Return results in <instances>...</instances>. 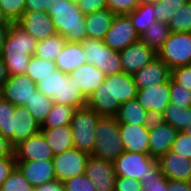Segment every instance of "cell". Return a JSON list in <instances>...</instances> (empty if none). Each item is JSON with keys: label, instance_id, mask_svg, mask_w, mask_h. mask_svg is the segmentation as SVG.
Listing matches in <instances>:
<instances>
[{"label": "cell", "instance_id": "1f68e13d", "mask_svg": "<svg viewBox=\"0 0 191 191\" xmlns=\"http://www.w3.org/2000/svg\"><path fill=\"white\" fill-rule=\"evenodd\" d=\"M53 100L44 96L36 88L32 92V96L28 101H25V107L33 115L35 120L42 125L45 121L49 111L52 108Z\"/></svg>", "mask_w": 191, "mask_h": 191}, {"label": "cell", "instance_id": "3957f363", "mask_svg": "<svg viewBox=\"0 0 191 191\" xmlns=\"http://www.w3.org/2000/svg\"><path fill=\"white\" fill-rule=\"evenodd\" d=\"M48 15L56 33L63 36L67 42L81 43L87 39L85 15L78 4L67 0H51Z\"/></svg>", "mask_w": 191, "mask_h": 191}, {"label": "cell", "instance_id": "6125c7cd", "mask_svg": "<svg viewBox=\"0 0 191 191\" xmlns=\"http://www.w3.org/2000/svg\"><path fill=\"white\" fill-rule=\"evenodd\" d=\"M67 1H70L71 3H75V4H78L80 2V0H67Z\"/></svg>", "mask_w": 191, "mask_h": 191}, {"label": "cell", "instance_id": "7dc6e473", "mask_svg": "<svg viewBox=\"0 0 191 191\" xmlns=\"http://www.w3.org/2000/svg\"><path fill=\"white\" fill-rule=\"evenodd\" d=\"M171 78L191 90V65L179 66L171 70Z\"/></svg>", "mask_w": 191, "mask_h": 191}, {"label": "cell", "instance_id": "db71d44e", "mask_svg": "<svg viewBox=\"0 0 191 191\" xmlns=\"http://www.w3.org/2000/svg\"><path fill=\"white\" fill-rule=\"evenodd\" d=\"M34 191H64L63 182L54 180L34 188Z\"/></svg>", "mask_w": 191, "mask_h": 191}, {"label": "cell", "instance_id": "4316f807", "mask_svg": "<svg viewBox=\"0 0 191 191\" xmlns=\"http://www.w3.org/2000/svg\"><path fill=\"white\" fill-rule=\"evenodd\" d=\"M115 117L119 123L134 125H149L154 119L136 98L122 103Z\"/></svg>", "mask_w": 191, "mask_h": 191}, {"label": "cell", "instance_id": "d4e9b609", "mask_svg": "<svg viewBox=\"0 0 191 191\" xmlns=\"http://www.w3.org/2000/svg\"><path fill=\"white\" fill-rule=\"evenodd\" d=\"M46 143L51 148L53 155L60 154L74 148V140L70 125L55 128H41Z\"/></svg>", "mask_w": 191, "mask_h": 191}, {"label": "cell", "instance_id": "7bdbcfd3", "mask_svg": "<svg viewBox=\"0 0 191 191\" xmlns=\"http://www.w3.org/2000/svg\"><path fill=\"white\" fill-rule=\"evenodd\" d=\"M0 7L11 22H16L25 12V0H0Z\"/></svg>", "mask_w": 191, "mask_h": 191}, {"label": "cell", "instance_id": "ab89813d", "mask_svg": "<svg viewBox=\"0 0 191 191\" xmlns=\"http://www.w3.org/2000/svg\"><path fill=\"white\" fill-rule=\"evenodd\" d=\"M0 191H34L20 170L16 167L0 187Z\"/></svg>", "mask_w": 191, "mask_h": 191}, {"label": "cell", "instance_id": "91938a15", "mask_svg": "<svg viewBox=\"0 0 191 191\" xmlns=\"http://www.w3.org/2000/svg\"><path fill=\"white\" fill-rule=\"evenodd\" d=\"M162 0H141V3H151V4H156L161 2Z\"/></svg>", "mask_w": 191, "mask_h": 191}, {"label": "cell", "instance_id": "816d5d0a", "mask_svg": "<svg viewBox=\"0 0 191 191\" xmlns=\"http://www.w3.org/2000/svg\"><path fill=\"white\" fill-rule=\"evenodd\" d=\"M51 0H25V11L48 12Z\"/></svg>", "mask_w": 191, "mask_h": 191}, {"label": "cell", "instance_id": "ba28073f", "mask_svg": "<svg viewBox=\"0 0 191 191\" xmlns=\"http://www.w3.org/2000/svg\"><path fill=\"white\" fill-rule=\"evenodd\" d=\"M157 56L172 70L191 65V33L171 32Z\"/></svg>", "mask_w": 191, "mask_h": 191}, {"label": "cell", "instance_id": "7c38bea8", "mask_svg": "<svg viewBox=\"0 0 191 191\" xmlns=\"http://www.w3.org/2000/svg\"><path fill=\"white\" fill-rule=\"evenodd\" d=\"M84 174L92 181L97 191L115 190L116 173L113 162L90 155Z\"/></svg>", "mask_w": 191, "mask_h": 191}, {"label": "cell", "instance_id": "c3c4849f", "mask_svg": "<svg viewBox=\"0 0 191 191\" xmlns=\"http://www.w3.org/2000/svg\"><path fill=\"white\" fill-rule=\"evenodd\" d=\"M17 167L15 154L0 158V187Z\"/></svg>", "mask_w": 191, "mask_h": 191}, {"label": "cell", "instance_id": "52a82bcc", "mask_svg": "<svg viewBox=\"0 0 191 191\" xmlns=\"http://www.w3.org/2000/svg\"><path fill=\"white\" fill-rule=\"evenodd\" d=\"M81 44L87 63L93 64L106 76L122 72L119 52L109 48L103 40L85 39Z\"/></svg>", "mask_w": 191, "mask_h": 191}, {"label": "cell", "instance_id": "d6986e66", "mask_svg": "<svg viewBox=\"0 0 191 191\" xmlns=\"http://www.w3.org/2000/svg\"><path fill=\"white\" fill-rule=\"evenodd\" d=\"M17 168L33 188L56 180L52 160L17 161Z\"/></svg>", "mask_w": 191, "mask_h": 191}, {"label": "cell", "instance_id": "f6af8a7d", "mask_svg": "<svg viewBox=\"0 0 191 191\" xmlns=\"http://www.w3.org/2000/svg\"><path fill=\"white\" fill-rule=\"evenodd\" d=\"M106 4L114 15H123L134 11L141 4V0H106Z\"/></svg>", "mask_w": 191, "mask_h": 191}, {"label": "cell", "instance_id": "44dd1931", "mask_svg": "<svg viewBox=\"0 0 191 191\" xmlns=\"http://www.w3.org/2000/svg\"><path fill=\"white\" fill-rule=\"evenodd\" d=\"M124 151L149 154V125L119 123Z\"/></svg>", "mask_w": 191, "mask_h": 191}, {"label": "cell", "instance_id": "ffe728a7", "mask_svg": "<svg viewBox=\"0 0 191 191\" xmlns=\"http://www.w3.org/2000/svg\"><path fill=\"white\" fill-rule=\"evenodd\" d=\"M14 154L16 161L52 160L54 156L41 132L18 144Z\"/></svg>", "mask_w": 191, "mask_h": 191}, {"label": "cell", "instance_id": "5b68a950", "mask_svg": "<svg viewBox=\"0 0 191 191\" xmlns=\"http://www.w3.org/2000/svg\"><path fill=\"white\" fill-rule=\"evenodd\" d=\"M100 115L89 107L78 108L73 114L70 122L74 147L89 155L95 147V128Z\"/></svg>", "mask_w": 191, "mask_h": 191}, {"label": "cell", "instance_id": "f1b7e54d", "mask_svg": "<svg viewBox=\"0 0 191 191\" xmlns=\"http://www.w3.org/2000/svg\"><path fill=\"white\" fill-rule=\"evenodd\" d=\"M158 119L170 124L179 132L185 131L191 123V107H179L170 103Z\"/></svg>", "mask_w": 191, "mask_h": 191}, {"label": "cell", "instance_id": "836d02e7", "mask_svg": "<svg viewBox=\"0 0 191 191\" xmlns=\"http://www.w3.org/2000/svg\"><path fill=\"white\" fill-rule=\"evenodd\" d=\"M75 110L76 108L64 104L53 103L41 128H55L70 125Z\"/></svg>", "mask_w": 191, "mask_h": 191}, {"label": "cell", "instance_id": "30bf717a", "mask_svg": "<svg viewBox=\"0 0 191 191\" xmlns=\"http://www.w3.org/2000/svg\"><path fill=\"white\" fill-rule=\"evenodd\" d=\"M90 155L80 151L77 148L66 150L60 154L54 155L52 162L56 180H64L84 174L87 159Z\"/></svg>", "mask_w": 191, "mask_h": 191}, {"label": "cell", "instance_id": "2e32d148", "mask_svg": "<svg viewBox=\"0 0 191 191\" xmlns=\"http://www.w3.org/2000/svg\"><path fill=\"white\" fill-rule=\"evenodd\" d=\"M16 22L37 41L57 34L51 17L45 11H25Z\"/></svg>", "mask_w": 191, "mask_h": 191}, {"label": "cell", "instance_id": "484cf974", "mask_svg": "<svg viewBox=\"0 0 191 191\" xmlns=\"http://www.w3.org/2000/svg\"><path fill=\"white\" fill-rule=\"evenodd\" d=\"M114 16L108 8L85 15L87 39L103 40Z\"/></svg>", "mask_w": 191, "mask_h": 191}, {"label": "cell", "instance_id": "60d3db41", "mask_svg": "<svg viewBox=\"0 0 191 191\" xmlns=\"http://www.w3.org/2000/svg\"><path fill=\"white\" fill-rule=\"evenodd\" d=\"M170 103L179 107H191V90L170 79Z\"/></svg>", "mask_w": 191, "mask_h": 191}, {"label": "cell", "instance_id": "bcb514c9", "mask_svg": "<svg viewBox=\"0 0 191 191\" xmlns=\"http://www.w3.org/2000/svg\"><path fill=\"white\" fill-rule=\"evenodd\" d=\"M170 150L191 160V135L178 132Z\"/></svg>", "mask_w": 191, "mask_h": 191}, {"label": "cell", "instance_id": "6f0895ef", "mask_svg": "<svg viewBox=\"0 0 191 191\" xmlns=\"http://www.w3.org/2000/svg\"><path fill=\"white\" fill-rule=\"evenodd\" d=\"M9 29H10V26H0V54L2 52Z\"/></svg>", "mask_w": 191, "mask_h": 191}, {"label": "cell", "instance_id": "603a6c76", "mask_svg": "<svg viewBox=\"0 0 191 191\" xmlns=\"http://www.w3.org/2000/svg\"><path fill=\"white\" fill-rule=\"evenodd\" d=\"M69 76L81 88L86 98L105 81L106 75L91 63H85L72 71Z\"/></svg>", "mask_w": 191, "mask_h": 191}, {"label": "cell", "instance_id": "e575fe53", "mask_svg": "<svg viewBox=\"0 0 191 191\" xmlns=\"http://www.w3.org/2000/svg\"><path fill=\"white\" fill-rule=\"evenodd\" d=\"M56 70L55 61L43 60L35 55L31 57L26 75L33 80L34 83L45 79L47 76L52 75Z\"/></svg>", "mask_w": 191, "mask_h": 191}, {"label": "cell", "instance_id": "7a4b0ae2", "mask_svg": "<svg viewBox=\"0 0 191 191\" xmlns=\"http://www.w3.org/2000/svg\"><path fill=\"white\" fill-rule=\"evenodd\" d=\"M37 40L17 22H12L0 56L3 58L9 76L25 74L35 55Z\"/></svg>", "mask_w": 191, "mask_h": 191}, {"label": "cell", "instance_id": "7402d4cb", "mask_svg": "<svg viewBox=\"0 0 191 191\" xmlns=\"http://www.w3.org/2000/svg\"><path fill=\"white\" fill-rule=\"evenodd\" d=\"M162 174L167 179L189 181L191 177V160L169 150L158 159Z\"/></svg>", "mask_w": 191, "mask_h": 191}, {"label": "cell", "instance_id": "5bb4252c", "mask_svg": "<svg viewBox=\"0 0 191 191\" xmlns=\"http://www.w3.org/2000/svg\"><path fill=\"white\" fill-rule=\"evenodd\" d=\"M122 72L133 75L157 57V53L140 39L119 52Z\"/></svg>", "mask_w": 191, "mask_h": 191}, {"label": "cell", "instance_id": "ac0fdd59", "mask_svg": "<svg viewBox=\"0 0 191 191\" xmlns=\"http://www.w3.org/2000/svg\"><path fill=\"white\" fill-rule=\"evenodd\" d=\"M138 90L163 84L171 79V69L158 56L132 75Z\"/></svg>", "mask_w": 191, "mask_h": 191}, {"label": "cell", "instance_id": "8fae6325", "mask_svg": "<svg viewBox=\"0 0 191 191\" xmlns=\"http://www.w3.org/2000/svg\"><path fill=\"white\" fill-rule=\"evenodd\" d=\"M135 98L154 119H158L170 104V80L138 90Z\"/></svg>", "mask_w": 191, "mask_h": 191}, {"label": "cell", "instance_id": "74e56055", "mask_svg": "<svg viewBox=\"0 0 191 191\" xmlns=\"http://www.w3.org/2000/svg\"><path fill=\"white\" fill-rule=\"evenodd\" d=\"M171 32L191 33V0L168 22Z\"/></svg>", "mask_w": 191, "mask_h": 191}, {"label": "cell", "instance_id": "ee69618b", "mask_svg": "<svg viewBox=\"0 0 191 191\" xmlns=\"http://www.w3.org/2000/svg\"><path fill=\"white\" fill-rule=\"evenodd\" d=\"M143 191H168L167 178L159 169L155 174H149L140 180Z\"/></svg>", "mask_w": 191, "mask_h": 191}, {"label": "cell", "instance_id": "9a60e30c", "mask_svg": "<svg viewBox=\"0 0 191 191\" xmlns=\"http://www.w3.org/2000/svg\"><path fill=\"white\" fill-rule=\"evenodd\" d=\"M40 130L41 125L25 106H15L11 123V145L13 148L39 133Z\"/></svg>", "mask_w": 191, "mask_h": 191}, {"label": "cell", "instance_id": "4dcf8cb0", "mask_svg": "<svg viewBox=\"0 0 191 191\" xmlns=\"http://www.w3.org/2000/svg\"><path fill=\"white\" fill-rule=\"evenodd\" d=\"M66 42V39L59 34L37 41L35 56L43 60L55 61Z\"/></svg>", "mask_w": 191, "mask_h": 191}, {"label": "cell", "instance_id": "f546056e", "mask_svg": "<svg viewBox=\"0 0 191 191\" xmlns=\"http://www.w3.org/2000/svg\"><path fill=\"white\" fill-rule=\"evenodd\" d=\"M171 31L168 23L165 21H156L147 31L142 33L140 40L156 53L161 49L162 45L168 39Z\"/></svg>", "mask_w": 191, "mask_h": 191}, {"label": "cell", "instance_id": "11a10c76", "mask_svg": "<svg viewBox=\"0 0 191 191\" xmlns=\"http://www.w3.org/2000/svg\"><path fill=\"white\" fill-rule=\"evenodd\" d=\"M14 153V148L10 142L0 133V158L10 156Z\"/></svg>", "mask_w": 191, "mask_h": 191}, {"label": "cell", "instance_id": "f35d334b", "mask_svg": "<svg viewBox=\"0 0 191 191\" xmlns=\"http://www.w3.org/2000/svg\"><path fill=\"white\" fill-rule=\"evenodd\" d=\"M15 112V106L0 96V133L11 144V123Z\"/></svg>", "mask_w": 191, "mask_h": 191}, {"label": "cell", "instance_id": "83f0119b", "mask_svg": "<svg viewBox=\"0 0 191 191\" xmlns=\"http://www.w3.org/2000/svg\"><path fill=\"white\" fill-rule=\"evenodd\" d=\"M59 104H64L73 108H83L87 106V98L77 86L73 79L66 74L60 77Z\"/></svg>", "mask_w": 191, "mask_h": 191}, {"label": "cell", "instance_id": "f907efd6", "mask_svg": "<svg viewBox=\"0 0 191 191\" xmlns=\"http://www.w3.org/2000/svg\"><path fill=\"white\" fill-rule=\"evenodd\" d=\"M79 9L84 15L107 8L106 0H80Z\"/></svg>", "mask_w": 191, "mask_h": 191}, {"label": "cell", "instance_id": "4fadbf2b", "mask_svg": "<svg viewBox=\"0 0 191 191\" xmlns=\"http://www.w3.org/2000/svg\"><path fill=\"white\" fill-rule=\"evenodd\" d=\"M178 130L159 119H153L149 124V155L158 159L166 154L175 140Z\"/></svg>", "mask_w": 191, "mask_h": 191}, {"label": "cell", "instance_id": "680465c9", "mask_svg": "<svg viewBox=\"0 0 191 191\" xmlns=\"http://www.w3.org/2000/svg\"><path fill=\"white\" fill-rule=\"evenodd\" d=\"M11 23L0 7V26H11Z\"/></svg>", "mask_w": 191, "mask_h": 191}, {"label": "cell", "instance_id": "e0dca14e", "mask_svg": "<svg viewBox=\"0 0 191 191\" xmlns=\"http://www.w3.org/2000/svg\"><path fill=\"white\" fill-rule=\"evenodd\" d=\"M36 89V83L26 74L9 76L4 84L0 96L14 106H24Z\"/></svg>", "mask_w": 191, "mask_h": 191}, {"label": "cell", "instance_id": "b9f144b4", "mask_svg": "<svg viewBox=\"0 0 191 191\" xmlns=\"http://www.w3.org/2000/svg\"><path fill=\"white\" fill-rule=\"evenodd\" d=\"M64 191H97L92 181L79 174L63 181Z\"/></svg>", "mask_w": 191, "mask_h": 191}, {"label": "cell", "instance_id": "681fc988", "mask_svg": "<svg viewBox=\"0 0 191 191\" xmlns=\"http://www.w3.org/2000/svg\"><path fill=\"white\" fill-rule=\"evenodd\" d=\"M114 191H143L142 183L127 177H116Z\"/></svg>", "mask_w": 191, "mask_h": 191}, {"label": "cell", "instance_id": "6da1fadb", "mask_svg": "<svg viewBox=\"0 0 191 191\" xmlns=\"http://www.w3.org/2000/svg\"><path fill=\"white\" fill-rule=\"evenodd\" d=\"M138 89L133 77L124 72L105 77V81L87 98V107L100 116H116L119 106L135 99Z\"/></svg>", "mask_w": 191, "mask_h": 191}, {"label": "cell", "instance_id": "d590c367", "mask_svg": "<svg viewBox=\"0 0 191 191\" xmlns=\"http://www.w3.org/2000/svg\"><path fill=\"white\" fill-rule=\"evenodd\" d=\"M66 73L60 70H55L52 75L47 76L45 79L36 84V88L40 93L52 99L54 103L59 104V87L60 77H65Z\"/></svg>", "mask_w": 191, "mask_h": 191}, {"label": "cell", "instance_id": "8992f818", "mask_svg": "<svg viewBox=\"0 0 191 191\" xmlns=\"http://www.w3.org/2000/svg\"><path fill=\"white\" fill-rule=\"evenodd\" d=\"M116 177H127L141 180L159 169L158 160L149 154L124 151L113 161Z\"/></svg>", "mask_w": 191, "mask_h": 191}, {"label": "cell", "instance_id": "8d00e7d4", "mask_svg": "<svg viewBox=\"0 0 191 191\" xmlns=\"http://www.w3.org/2000/svg\"><path fill=\"white\" fill-rule=\"evenodd\" d=\"M189 0H162L154 4L153 16L156 21L169 22Z\"/></svg>", "mask_w": 191, "mask_h": 191}, {"label": "cell", "instance_id": "f5cc1de1", "mask_svg": "<svg viewBox=\"0 0 191 191\" xmlns=\"http://www.w3.org/2000/svg\"><path fill=\"white\" fill-rule=\"evenodd\" d=\"M167 190L168 191H191V182L167 179Z\"/></svg>", "mask_w": 191, "mask_h": 191}, {"label": "cell", "instance_id": "94428289", "mask_svg": "<svg viewBox=\"0 0 191 191\" xmlns=\"http://www.w3.org/2000/svg\"><path fill=\"white\" fill-rule=\"evenodd\" d=\"M184 132L191 135V123L187 126Z\"/></svg>", "mask_w": 191, "mask_h": 191}, {"label": "cell", "instance_id": "9f6ffc18", "mask_svg": "<svg viewBox=\"0 0 191 191\" xmlns=\"http://www.w3.org/2000/svg\"><path fill=\"white\" fill-rule=\"evenodd\" d=\"M8 79H9V74L5 62L3 58L0 56V92L2 91V88Z\"/></svg>", "mask_w": 191, "mask_h": 191}, {"label": "cell", "instance_id": "9c48e42d", "mask_svg": "<svg viewBox=\"0 0 191 191\" xmlns=\"http://www.w3.org/2000/svg\"><path fill=\"white\" fill-rule=\"evenodd\" d=\"M139 39L140 36L133 27L130 17L123 14L114 16L103 41L109 48L121 52Z\"/></svg>", "mask_w": 191, "mask_h": 191}, {"label": "cell", "instance_id": "277c9868", "mask_svg": "<svg viewBox=\"0 0 191 191\" xmlns=\"http://www.w3.org/2000/svg\"><path fill=\"white\" fill-rule=\"evenodd\" d=\"M94 134L95 147L91 155L95 158L113 162L124 152L119 122L115 116H100Z\"/></svg>", "mask_w": 191, "mask_h": 191}, {"label": "cell", "instance_id": "d6a6232c", "mask_svg": "<svg viewBox=\"0 0 191 191\" xmlns=\"http://www.w3.org/2000/svg\"><path fill=\"white\" fill-rule=\"evenodd\" d=\"M154 4L141 3L134 11L128 13L131 23L139 36L156 22L153 12Z\"/></svg>", "mask_w": 191, "mask_h": 191}, {"label": "cell", "instance_id": "cb8c5ba5", "mask_svg": "<svg viewBox=\"0 0 191 191\" xmlns=\"http://www.w3.org/2000/svg\"><path fill=\"white\" fill-rule=\"evenodd\" d=\"M87 63L81 43L66 42L55 60L56 69L70 74L76 68Z\"/></svg>", "mask_w": 191, "mask_h": 191}]
</instances>
